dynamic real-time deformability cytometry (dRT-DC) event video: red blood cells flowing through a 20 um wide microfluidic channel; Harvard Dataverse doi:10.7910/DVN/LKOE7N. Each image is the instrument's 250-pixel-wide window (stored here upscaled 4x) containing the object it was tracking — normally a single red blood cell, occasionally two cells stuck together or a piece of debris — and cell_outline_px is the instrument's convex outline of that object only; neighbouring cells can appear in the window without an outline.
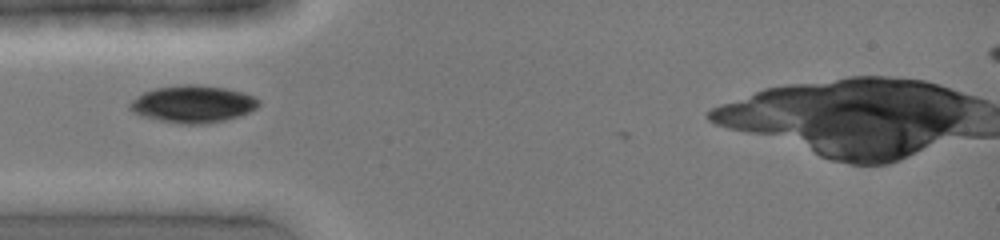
{"species": "common noctule bat (a hibernating species)", "species_latin": "Nyctalus noctula", "temperature_condition": "cold", "stored_images_in_passage": 5, "camera_frame_rate_fps": 3000, "um_per_image_px": 0.085, "animal": {"sex": "female", "body_mass_g": 19.0, "forearm_length_mm": 51.5}, "frame": {"image": 1, "passage_image": 3, "time_ms": 0.667, "image_size_px": [1000, 240], "cell_outline_px": [[260, 104], [256, 108], [240, 116], [224, 120], [204, 124], [180, 124], [160, 120], [144, 116], [132, 112], [128, 108], [128, 104], [136, 96], [144, 92], [156, 88], [180, 84], [196, 84], [224, 88], [244, 92], [260, 100]], "centroid_in_image_um": [16.39, 8.84], "position_along_channel_um": 68.6, "area_um2": 27.98}}